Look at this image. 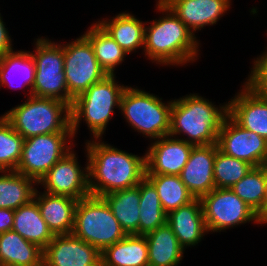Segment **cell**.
Segmentation results:
<instances>
[{
	"label": "cell",
	"instance_id": "obj_32",
	"mask_svg": "<svg viewBox=\"0 0 267 266\" xmlns=\"http://www.w3.org/2000/svg\"><path fill=\"white\" fill-rule=\"evenodd\" d=\"M266 188L267 173L263 166L252 167L231 187L232 191L258 215L265 208Z\"/></svg>",
	"mask_w": 267,
	"mask_h": 266
},
{
	"label": "cell",
	"instance_id": "obj_39",
	"mask_svg": "<svg viewBox=\"0 0 267 266\" xmlns=\"http://www.w3.org/2000/svg\"><path fill=\"white\" fill-rule=\"evenodd\" d=\"M260 224H261V226L267 224V188H266L265 208L259 214V225Z\"/></svg>",
	"mask_w": 267,
	"mask_h": 266
},
{
	"label": "cell",
	"instance_id": "obj_31",
	"mask_svg": "<svg viewBox=\"0 0 267 266\" xmlns=\"http://www.w3.org/2000/svg\"><path fill=\"white\" fill-rule=\"evenodd\" d=\"M146 178L156 188L162 209L167 214L195 199L178 175L146 174Z\"/></svg>",
	"mask_w": 267,
	"mask_h": 266
},
{
	"label": "cell",
	"instance_id": "obj_28",
	"mask_svg": "<svg viewBox=\"0 0 267 266\" xmlns=\"http://www.w3.org/2000/svg\"><path fill=\"white\" fill-rule=\"evenodd\" d=\"M0 208L16 210L34 199L38 183L16 171H0Z\"/></svg>",
	"mask_w": 267,
	"mask_h": 266
},
{
	"label": "cell",
	"instance_id": "obj_21",
	"mask_svg": "<svg viewBox=\"0 0 267 266\" xmlns=\"http://www.w3.org/2000/svg\"><path fill=\"white\" fill-rule=\"evenodd\" d=\"M34 81L35 62L30 51L21 49L0 57V88L8 86L15 91L24 89V91L29 92H26L24 96L30 97L32 96Z\"/></svg>",
	"mask_w": 267,
	"mask_h": 266
},
{
	"label": "cell",
	"instance_id": "obj_16",
	"mask_svg": "<svg viewBox=\"0 0 267 266\" xmlns=\"http://www.w3.org/2000/svg\"><path fill=\"white\" fill-rule=\"evenodd\" d=\"M243 84L228 101V115L244 129L267 140V98Z\"/></svg>",
	"mask_w": 267,
	"mask_h": 266
},
{
	"label": "cell",
	"instance_id": "obj_35",
	"mask_svg": "<svg viewBox=\"0 0 267 266\" xmlns=\"http://www.w3.org/2000/svg\"><path fill=\"white\" fill-rule=\"evenodd\" d=\"M12 40L13 39L11 38V35L9 36L8 28H6V24L0 13V57L14 51Z\"/></svg>",
	"mask_w": 267,
	"mask_h": 266
},
{
	"label": "cell",
	"instance_id": "obj_19",
	"mask_svg": "<svg viewBox=\"0 0 267 266\" xmlns=\"http://www.w3.org/2000/svg\"><path fill=\"white\" fill-rule=\"evenodd\" d=\"M167 224L185 250L198 245L204 239L203 237L209 234L200 198H195L189 204L169 212Z\"/></svg>",
	"mask_w": 267,
	"mask_h": 266
},
{
	"label": "cell",
	"instance_id": "obj_8",
	"mask_svg": "<svg viewBox=\"0 0 267 266\" xmlns=\"http://www.w3.org/2000/svg\"><path fill=\"white\" fill-rule=\"evenodd\" d=\"M34 51H30L35 62V81L32 96L52 98L72 105L73 97L68 93L64 72V46L49 38L34 40Z\"/></svg>",
	"mask_w": 267,
	"mask_h": 266
},
{
	"label": "cell",
	"instance_id": "obj_17",
	"mask_svg": "<svg viewBox=\"0 0 267 266\" xmlns=\"http://www.w3.org/2000/svg\"><path fill=\"white\" fill-rule=\"evenodd\" d=\"M218 149L217 143L193 146L188 161L179 175L195 198H201L216 188L213 166Z\"/></svg>",
	"mask_w": 267,
	"mask_h": 266
},
{
	"label": "cell",
	"instance_id": "obj_9",
	"mask_svg": "<svg viewBox=\"0 0 267 266\" xmlns=\"http://www.w3.org/2000/svg\"><path fill=\"white\" fill-rule=\"evenodd\" d=\"M74 139L72 132L40 134L25 139L16 172L39 183L58 160L77 145L72 142Z\"/></svg>",
	"mask_w": 267,
	"mask_h": 266
},
{
	"label": "cell",
	"instance_id": "obj_37",
	"mask_svg": "<svg viewBox=\"0 0 267 266\" xmlns=\"http://www.w3.org/2000/svg\"><path fill=\"white\" fill-rule=\"evenodd\" d=\"M244 83L253 91L262 93L267 98V76H248Z\"/></svg>",
	"mask_w": 267,
	"mask_h": 266
},
{
	"label": "cell",
	"instance_id": "obj_33",
	"mask_svg": "<svg viewBox=\"0 0 267 266\" xmlns=\"http://www.w3.org/2000/svg\"><path fill=\"white\" fill-rule=\"evenodd\" d=\"M24 138L3 116H0V171H16Z\"/></svg>",
	"mask_w": 267,
	"mask_h": 266
},
{
	"label": "cell",
	"instance_id": "obj_10",
	"mask_svg": "<svg viewBox=\"0 0 267 266\" xmlns=\"http://www.w3.org/2000/svg\"><path fill=\"white\" fill-rule=\"evenodd\" d=\"M200 200L208 233H221L250 222L259 224V215L231 188H214Z\"/></svg>",
	"mask_w": 267,
	"mask_h": 266
},
{
	"label": "cell",
	"instance_id": "obj_23",
	"mask_svg": "<svg viewBox=\"0 0 267 266\" xmlns=\"http://www.w3.org/2000/svg\"><path fill=\"white\" fill-rule=\"evenodd\" d=\"M145 238L149 266H179L182 263L185 249L167 223L145 234Z\"/></svg>",
	"mask_w": 267,
	"mask_h": 266
},
{
	"label": "cell",
	"instance_id": "obj_6",
	"mask_svg": "<svg viewBox=\"0 0 267 266\" xmlns=\"http://www.w3.org/2000/svg\"><path fill=\"white\" fill-rule=\"evenodd\" d=\"M163 98L127 85L124 90L120 111L132 130L153 140L168 136L170 132L173 99L162 102Z\"/></svg>",
	"mask_w": 267,
	"mask_h": 266
},
{
	"label": "cell",
	"instance_id": "obj_30",
	"mask_svg": "<svg viewBox=\"0 0 267 266\" xmlns=\"http://www.w3.org/2000/svg\"><path fill=\"white\" fill-rule=\"evenodd\" d=\"M137 186L140 189L139 235H145L166 224L167 213L162 209L156 188L146 177Z\"/></svg>",
	"mask_w": 267,
	"mask_h": 266
},
{
	"label": "cell",
	"instance_id": "obj_36",
	"mask_svg": "<svg viewBox=\"0 0 267 266\" xmlns=\"http://www.w3.org/2000/svg\"><path fill=\"white\" fill-rule=\"evenodd\" d=\"M253 65L248 76H267V47L261 55L254 58Z\"/></svg>",
	"mask_w": 267,
	"mask_h": 266
},
{
	"label": "cell",
	"instance_id": "obj_24",
	"mask_svg": "<svg viewBox=\"0 0 267 266\" xmlns=\"http://www.w3.org/2000/svg\"><path fill=\"white\" fill-rule=\"evenodd\" d=\"M145 235H126L101 253V266H149Z\"/></svg>",
	"mask_w": 267,
	"mask_h": 266
},
{
	"label": "cell",
	"instance_id": "obj_34",
	"mask_svg": "<svg viewBox=\"0 0 267 266\" xmlns=\"http://www.w3.org/2000/svg\"><path fill=\"white\" fill-rule=\"evenodd\" d=\"M246 161L228 156L219 149L213 166L214 182L216 188H231L252 169Z\"/></svg>",
	"mask_w": 267,
	"mask_h": 266
},
{
	"label": "cell",
	"instance_id": "obj_22",
	"mask_svg": "<svg viewBox=\"0 0 267 266\" xmlns=\"http://www.w3.org/2000/svg\"><path fill=\"white\" fill-rule=\"evenodd\" d=\"M109 18L98 20L97 23L110 34L123 50L128 54L138 52L137 49L139 48L144 50L146 21L137 19L134 14L128 11H123L115 17Z\"/></svg>",
	"mask_w": 267,
	"mask_h": 266
},
{
	"label": "cell",
	"instance_id": "obj_1",
	"mask_svg": "<svg viewBox=\"0 0 267 266\" xmlns=\"http://www.w3.org/2000/svg\"><path fill=\"white\" fill-rule=\"evenodd\" d=\"M90 195L102 197L137 186L146 177V153H128L101 139L85 141Z\"/></svg>",
	"mask_w": 267,
	"mask_h": 266
},
{
	"label": "cell",
	"instance_id": "obj_27",
	"mask_svg": "<svg viewBox=\"0 0 267 266\" xmlns=\"http://www.w3.org/2000/svg\"><path fill=\"white\" fill-rule=\"evenodd\" d=\"M112 210L127 235H139V203L138 186L110 192L102 196Z\"/></svg>",
	"mask_w": 267,
	"mask_h": 266
},
{
	"label": "cell",
	"instance_id": "obj_5",
	"mask_svg": "<svg viewBox=\"0 0 267 266\" xmlns=\"http://www.w3.org/2000/svg\"><path fill=\"white\" fill-rule=\"evenodd\" d=\"M24 139L40 134L72 132L70 105L52 98L30 96L2 114Z\"/></svg>",
	"mask_w": 267,
	"mask_h": 266
},
{
	"label": "cell",
	"instance_id": "obj_26",
	"mask_svg": "<svg viewBox=\"0 0 267 266\" xmlns=\"http://www.w3.org/2000/svg\"><path fill=\"white\" fill-rule=\"evenodd\" d=\"M13 231L25 240L44 249L54 238V234L42 218L38 204L33 199L15 210Z\"/></svg>",
	"mask_w": 267,
	"mask_h": 266
},
{
	"label": "cell",
	"instance_id": "obj_7",
	"mask_svg": "<svg viewBox=\"0 0 267 266\" xmlns=\"http://www.w3.org/2000/svg\"><path fill=\"white\" fill-rule=\"evenodd\" d=\"M72 234L101 253L127 235L105 199L95 195L78 200Z\"/></svg>",
	"mask_w": 267,
	"mask_h": 266
},
{
	"label": "cell",
	"instance_id": "obj_2",
	"mask_svg": "<svg viewBox=\"0 0 267 266\" xmlns=\"http://www.w3.org/2000/svg\"><path fill=\"white\" fill-rule=\"evenodd\" d=\"M155 8L163 16L146 21L144 57L154 64L169 67L196 62L201 55L200 40L164 2L156 0Z\"/></svg>",
	"mask_w": 267,
	"mask_h": 266
},
{
	"label": "cell",
	"instance_id": "obj_29",
	"mask_svg": "<svg viewBox=\"0 0 267 266\" xmlns=\"http://www.w3.org/2000/svg\"><path fill=\"white\" fill-rule=\"evenodd\" d=\"M90 26L83 35L92 44L101 68L107 75H115L117 66L122 65L129 54L96 21Z\"/></svg>",
	"mask_w": 267,
	"mask_h": 266
},
{
	"label": "cell",
	"instance_id": "obj_11",
	"mask_svg": "<svg viewBox=\"0 0 267 266\" xmlns=\"http://www.w3.org/2000/svg\"><path fill=\"white\" fill-rule=\"evenodd\" d=\"M64 46V72L68 93L76 98L107 73L96 59L90 41L82 34Z\"/></svg>",
	"mask_w": 267,
	"mask_h": 266
},
{
	"label": "cell",
	"instance_id": "obj_20",
	"mask_svg": "<svg viewBox=\"0 0 267 266\" xmlns=\"http://www.w3.org/2000/svg\"><path fill=\"white\" fill-rule=\"evenodd\" d=\"M40 214L54 235L72 234L77 199L69 196L35 192Z\"/></svg>",
	"mask_w": 267,
	"mask_h": 266
},
{
	"label": "cell",
	"instance_id": "obj_12",
	"mask_svg": "<svg viewBox=\"0 0 267 266\" xmlns=\"http://www.w3.org/2000/svg\"><path fill=\"white\" fill-rule=\"evenodd\" d=\"M74 148L62 157L39 181L49 194L69 196L80 200L90 195L88 188V161L79 164Z\"/></svg>",
	"mask_w": 267,
	"mask_h": 266
},
{
	"label": "cell",
	"instance_id": "obj_38",
	"mask_svg": "<svg viewBox=\"0 0 267 266\" xmlns=\"http://www.w3.org/2000/svg\"><path fill=\"white\" fill-rule=\"evenodd\" d=\"M15 210L0 208V234L12 230Z\"/></svg>",
	"mask_w": 267,
	"mask_h": 266
},
{
	"label": "cell",
	"instance_id": "obj_13",
	"mask_svg": "<svg viewBox=\"0 0 267 266\" xmlns=\"http://www.w3.org/2000/svg\"><path fill=\"white\" fill-rule=\"evenodd\" d=\"M217 145L224 154L246 161L253 167L262 166L267 156V140L244 129L229 115L222 123Z\"/></svg>",
	"mask_w": 267,
	"mask_h": 266
},
{
	"label": "cell",
	"instance_id": "obj_15",
	"mask_svg": "<svg viewBox=\"0 0 267 266\" xmlns=\"http://www.w3.org/2000/svg\"><path fill=\"white\" fill-rule=\"evenodd\" d=\"M194 145L172 136H163L147 147L146 174L180 175Z\"/></svg>",
	"mask_w": 267,
	"mask_h": 266
},
{
	"label": "cell",
	"instance_id": "obj_4",
	"mask_svg": "<svg viewBox=\"0 0 267 266\" xmlns=\"http://www.w3.org/2000/svg\"><path fill=\"white\" fill-rule=\"evenodd\" d=\"M126 87L124 84H118L116 74L106 75L74 98L70 106L71 130L74 138L83 120L92 135L91 138L102 139L107 124L115 114L114 108L120 110L121 97Z\"/></svg>",
	"mask_w": 267,
	"mask_h": 266
},
{
	"label": "cell",
	"instance_id": "obj_40",
	"mask_svg": "<svg viewBox=\"0 0 267 266\" xmlns=\"http://www.w3.org/2000/svg\"><path fill=\"white\" fill-rule=\"evenodd\" d=\"M262 166L264 167V169H265V171L267 173V156H266V159H265V161H264Z\"/></svg>",
	"mask_w": 267,
	"mask_h": 266
},
{
	"label": "cell",
	"instance_id": "obj_25",
	"mask_svg": "<svg viewBox=\"0 0 267 266\" xmlns=\"http://www.w3.org/2000/svg\"><path fill=\"white\" fill-rule=\"evenodd\" d=\"M0 266H43V249L7 231L0 234Z\"/></svg>",
	"mask_w": 267,
	"mask_h": 266
},
{
	"label": "cell",
	"instance_id": "obj_18",
	"mask_svg": "<svg viewBox=\"0 0 267 266\" xmlns=\"http://www.w3.org/2000/svg\"><path fill=\"white\" fill-rule=\"evenodd\" d=\"M194 33L212 26L230 11L232 0H161Z\"/></svg>",
	"mask_w": 267,
	"mask_h": 266
},
{
	"label": "cell",
	"instance_id": "obj_3",
	"mask_svg": "<svg viewBox=\"0 0 267 266\" xmlns=\"http://www.w3.org/2000/svg\"><path fill=\"white\" fill-rule=\"evenodd\" d=\"M214 104L194 92L173 99L169 136L194 146L216 144L222 123L228 115V102ZM182 136L187 137L183 139Z\"/></svg>",
	"mask_w": 267,
	"mask_h": 266
},
{
	"label": "cell",
	"instance_id": "obj_14",
	"mask_svg": "<svg viewBox=\"0 0 267 266\" xmlns=\"http://www.w3.org/2000/svg\"><path fill=\"white\" fill-rule=\"evenodd\" d=\"M101 252L73 234L55 235L43 249V266H101Z\"/></svg>",
	"mask_w": 267,
	"mask_h": 266
}]
</instances>
